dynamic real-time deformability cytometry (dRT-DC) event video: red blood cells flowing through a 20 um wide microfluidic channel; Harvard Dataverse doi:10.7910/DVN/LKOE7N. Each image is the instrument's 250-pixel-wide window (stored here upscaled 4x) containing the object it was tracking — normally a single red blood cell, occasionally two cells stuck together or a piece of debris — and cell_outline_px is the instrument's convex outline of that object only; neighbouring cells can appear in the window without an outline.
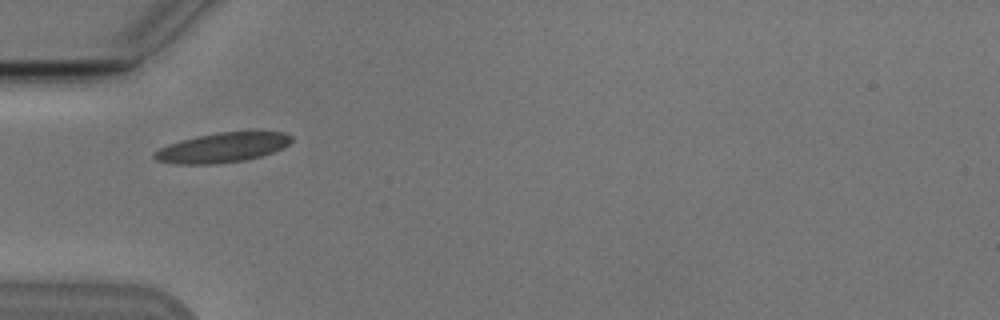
{"species": "Egyptian fruit bat (a non-hibernating species)", "species_latin": "Rousettus aegyptiacus", "temperature_condition": "cold", "stored_images_in_passage": 3, "camera_frame_rate_fps": 3000, "um_per_image_px": 0.085, "animal": {"sex": "male"}, "frame": {"image": 1, "passage_image": 1, "time_ms": 0.0, "image_size_px": [1000, 320], "cell_outline_px": [[292, 140], [288, 144], [272, 152], [260, 156], [244, 160], [216, 164], [176, 164], [156, 160], [152, 156], [152, 152], [168, 144], [180, 140], [196, 136], [220, 132], [284, 132], [292, 136]], "centroid_in_image_um": [18.84, 12.55], "position_along_channel_um": 66.2, "area_um2": 23.58}}
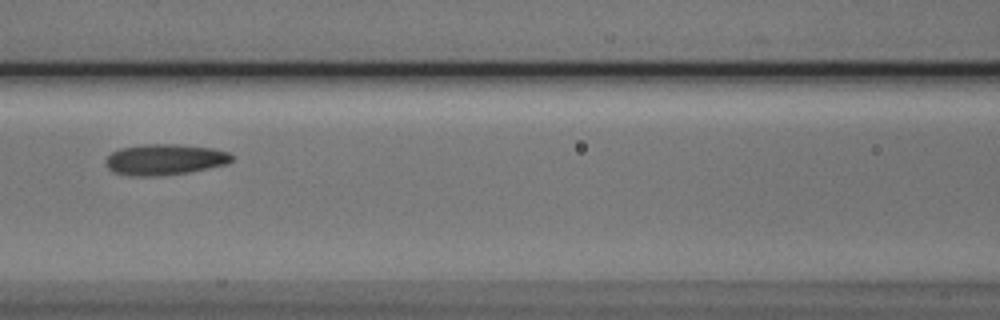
{"frame": {"image": 2, "passage_image": 3, "time_ms": 2.333, "image_size_px": [1000, 320], "cell_outline_px": [[232, 160], [228, 164], [188, 172], [160, 176], [128, 176], [112, 172], [104, 164], [104, 160], [112, 152], [120, 148], [144, 144], [176, 144], [212, 148], [228, 152], [232, 156]], "centroid_in_image_um": [13.96, 13.57], "position_along_channel_um": 152.6, "area_um2": 22.89}}